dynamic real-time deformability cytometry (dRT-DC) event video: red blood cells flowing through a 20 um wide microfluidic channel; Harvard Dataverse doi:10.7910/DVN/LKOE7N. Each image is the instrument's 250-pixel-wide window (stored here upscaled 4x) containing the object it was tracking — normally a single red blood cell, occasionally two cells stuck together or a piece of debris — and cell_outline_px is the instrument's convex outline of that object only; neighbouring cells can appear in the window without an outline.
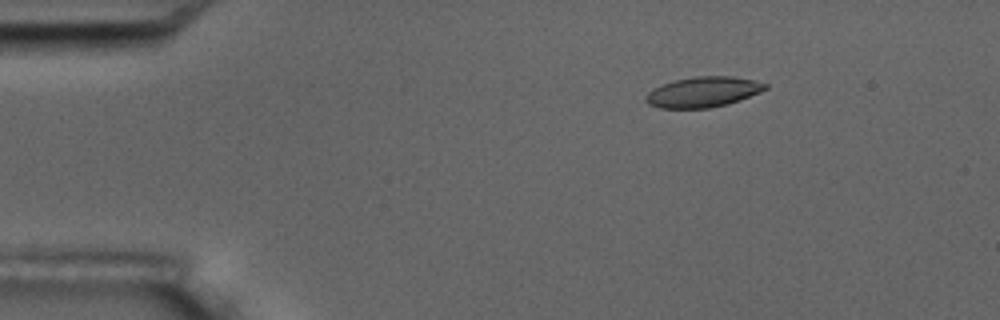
{"species": "common noctule bat (a hibernating species)", "species_latin": "Nyctalus noctula", "temperature_condition": "room temperature", "stored_images_in_passage": 4, "camera_frame_rate_fps": 3000, "um_per_image_px": 0.085, "animal": {"sex": "male", "body_mass_g": 17.5, "forearm_length_mm": 52.3}, "frame": {"image": 1, "passage_image": 1, "time_ms": 0.0, "image_size_px": [1000, 320], "cell_outline_px": [[768, 88], [760, 92], [740, 100], [728, 104], [708, 108], [660, 108], [648, 104], [644, 100], [644, 96], [652, 88], [660, 84], [676, 80], [696, 76], [732, 76], [752, 80], [768, 84]], "centroid_in_image_um": [59.73, 7.82], "position_along_channel_um": 25.3, "area_um2": 21.27}}
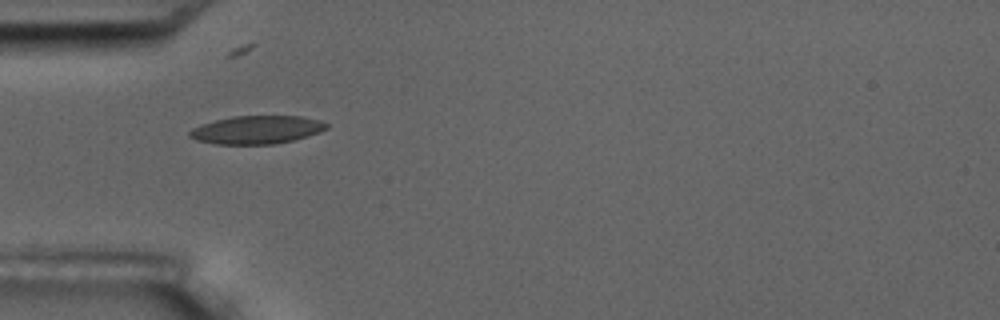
{"frame": {"image": 2, "passage_image": 3, "time_ms": 3.0, "image_size_px": [1000, 320], "cell_outline_px": [[328, 128], [320, 132], [292, 140], [272, 144], [216, 144], [196, 140], [188, 136], [188, 132], [192, 128], [200, 124], [232, 116], [300, 116], [320, 120], [328, 124]], "centroid_in_image_um": [21.8, 11.03], "position_along_channel_um": 63.2, "area_um2": 22.43}}